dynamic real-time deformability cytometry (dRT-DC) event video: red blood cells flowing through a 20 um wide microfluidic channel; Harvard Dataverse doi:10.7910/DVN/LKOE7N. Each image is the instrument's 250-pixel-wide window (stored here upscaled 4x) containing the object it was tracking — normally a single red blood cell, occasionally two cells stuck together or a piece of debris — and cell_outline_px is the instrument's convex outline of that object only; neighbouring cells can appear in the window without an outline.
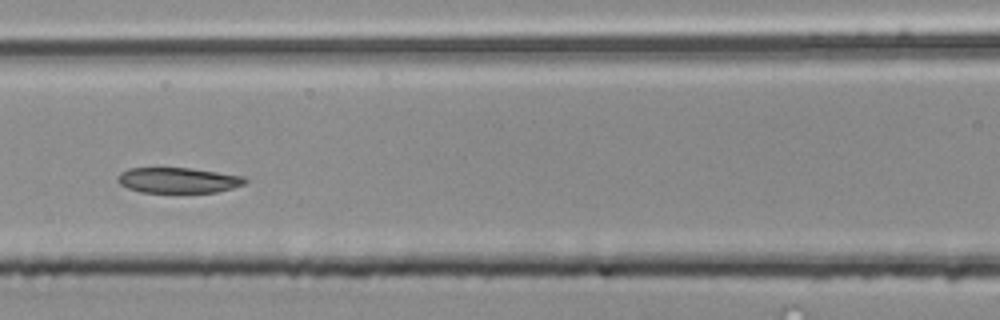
{"species": "common noctule bat (a hibernating species)", "species_latin": "Nyctalus noctula", "temperature_condition": "room temperature", "stored_images_in_passage": 48, "segment_of_instrument_passage": [2, 2], "camera_frame_rate_fps": 3000, "um_per_image_px": 0.085, "animal": {"sex": "male", "body_mass_g": 20.4}, "frame": {"image": 1, "passage_image": 18, "time_ms": 5.667, "image_size_px": [1000, 320], "cell_outline_px": [[248, 180], [244, 184], [232, 188], [216, 192], [140, 192], [128, 188], [120, 184], [116, 180], [116, 176], [120, 172], [128, 168], [192, 168], [244, 176]], "centroid_in_image_um": [15.12, 15.31], "position_along_channel_um": 151.5, "area_um2": 18.96}}
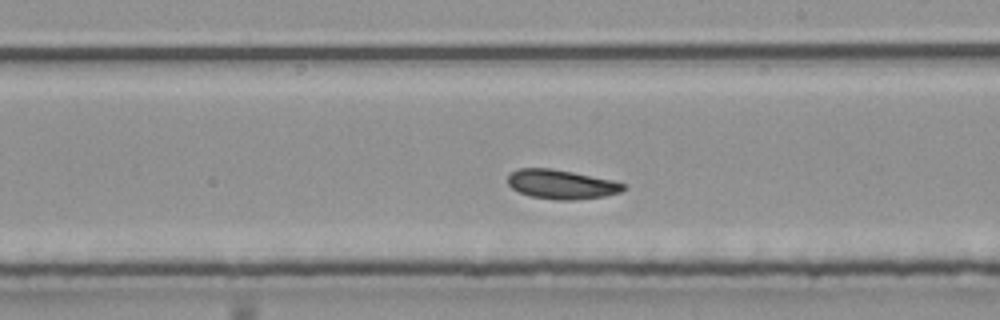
{"frame": {"image": 2, "passage_image": 25, "time_ms": 8.0, "image_size_px": [1000, 320], "cell_outline_px": [[628, 188], [620, 192], [604, 196], [572, 200], [556, 200], [532, 196], [520, 192], [512, 188], [508, 184], [508, 176], [516, 168], [552, 168], [612, 180], [628, 184]], "centroid_in_image_um": [47.75, 15.66], "position_along_channel_um": 241.3, "area_um2": 19.71}}
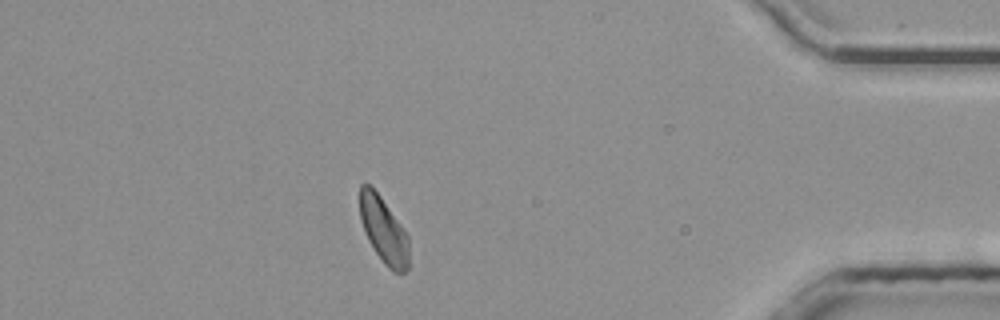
{"frame": {"image": 3, "passage_image": 41, "time_ms": 13.333, "image_size_px": [1000, 320], "cell_outline_px": [[408, 268], [404, 272], [392, 272], [384, 264], [368, 240], [364, 232], [360, 216], [360, 184], [368, 184], [380, 196], [400, 224], [408, 236]], "centroid_in_image_um": [32.6, 19.59], "position_along_channel_um": 402.6, "area_um2": 18.55}}